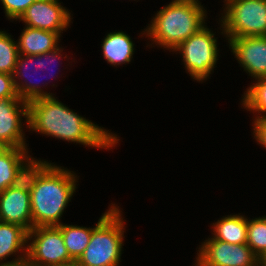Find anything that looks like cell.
Returning a JSON list of instances; mask_svg holds the SVG:
<instances>
[{"label":"cell","mask_w":266,"mask_h":266,"mask_svg":"<svg viewBox=\"0 0 266 266\" xmlns=\"http://www.w3.org/2000/svg\"><path fill=\"white\" fill-rule=\"evenodd\" d=\"M0 221L18 224L28 232L33 228L30 190L25 179L0 192Z\"/></svg>","instance_id":"7c38bea8"},{"label":"cell","mask_w":266,"mask_h":266,"mask_svg":"<svg viewBox=\"0 0 266 266\" xmlns=\"http://www.w3.org/2000/svg\"><path fill=\"white\" fill-rule=\"evenodd\" d=\"M252 123L255 140L266 149V118L255 119Z\"/></svg>","instance_id":"d4e9b609"},{"label":"cell","mask_w":266,"mask_h":266,"mask_svg":"<svg viewBox=\"0 0 266 266\" xmlns=\"http://www.w3.org/2000/svg\"><path fill=\"white\" fill-rule=\"evenodd\" d=\"M32 240V242H31ZM25 266H63L73 261L58 226L32 228L27 235Z\"/></svg>","instance_id":"52a82bcc"},{"label":"cell","mask_w":266,"mask_h":266,"mask_svg":"<svg viewBox=\"0 0 266 266\" xmlns=\"http://www.w3.org/2000/svg\"><path fill=\"white\" fill-rule=\"evenodd\" d=\"M247 245L262 261L266 257V216L248 220Z\"/></svg>","instance_id":"44dd1931"},{"label":"cell","mask_w":266,"mask_h":266,"mask_svg":"<svg viewBox=\"0 0 266 266\" xmlns=\"http://www.w3.org/2000/svg\"><path fill=\"white\" fill-rule=\"evenodd\" d=\"M28 231L14 223L0 221V266L25 265L27 256ZM21 253L20 255L17 254ZM17 255L12 261H6L11 255ZM23 254V255H22Z\"/></svg>","instance_id":"9a60e30c"},{"label":"cell","mask_w":266,"mask_h":266,"mask_svg":"<svg viewBox=\"0 0 266 266\" xmlns=\"http://www.w3.org/2000/svg\"><path fill=\"white\" fill-rule=\"evenodd\" d=\"M19 98L12 75L0 73V99Z\"/></svg>","instance_id":"cb8c5ba5"},{"label":"cell","mask_w":266,"mask_h":266,"mask_svg":"<svg viewBox=\"0 0 266 266\" xmlns=\"http://www.w3.org/2000/svg\"><path fill=\"white\" fill-rule=\"evenodd\" d=\"M61 48L62 47H58L53 51L46 52V53H43L41 55H22V54L18 55L16 65H15V68H14V71L12 74V78L14 80V85H15V88H16V91H17L19 98H21L22 100H24L26 102H30L34 99H38L41 97L54 96V94H52L50 92L49 93L44 92L41 88L42 85H38L37 83L34 84L33 82L31 83L30 81H28L29 80L28 78H29L30 73L31 72L33 73L32 69L34 70L35 67L38 71H41V70L43 71V69H45L44 67H48L47 66L48 64L52 65V62L60 60L63 56L61 54V52L63 51ZM33 61H35V62H33ZM29 67L31 68V70ZM36 69L34 70L35 74L37 72ZM27 71L28 72L31 71V72L28 74ZM52 76H54V75L51 73V77ZM31 77H33V76H31ZM20 78L22 80H20ZM23 78H27L28 80L27 79L24 80Z\"/></svg>","instance_id":"9c48e42d"},{"label":"cell","mask_w":266,"mask_h":266,"mask_svg":"<svg viewBox=\"0 0 266 266\" xmlns=\"http://www.w3.org/2000/svg\"><path fill=\"white\" fill-rule=\"evenodd\" d=\"M234 57L252 78L266 77V36L232 38L228 41Z\"/></svg>","instance_id":"4fadbf2b"},{"label":"cell","mask_w":266,"mask_h":266,"mask_svg":"<svg viewBox=\"0 0 266 266\" xmlns=\"http://www.w3.org/2000/svg\"><path fill=\"white\" fill-rule=\"evenodd\" d=\"M72 19L70 11L59 0H36L18 20L24 22L25 26L57 32L61 36Z\"/></svg>","instance_id":"30bf717a"},{"label":"cell","mask_w":266,"mask_h":266,"mask_svg":"<svg viewBox=\"0 0 266 266\" xmlns=\"http://www.w3.org/2000/svg\"><path fill=\"white\" fill-rule=\"evenodd\" d=\"M121 209L110 205L92 230L89 244L78 259L83 266H119L124 245L125 224Z\"/></svg>","instance_id":"277c9868"},{"label":"cell","mask_w":266,"mask_h":266,"mask_svg":"<svg viewBox=\"0 0 266 266\" xmlns=\"http://www.w3.org/2000/svg\"><path fill=\"white\" fill-rule=\"evenodd\" d=\"M154 16L142 35L156 46L173 51L206 25L207 11L201 2L172 0Z\"/></svg>","instance_id":"3957f363"},{"label":"cell","mask_w":266,"mask_h":266,"mask_svg":"<svg viewBox=\"0 0 266 266\" xmlns=\"http://www.w3.org/2000/svg\"><path fill=\"white\" fill-rule=\"evenodd\" d=\"M63 266H83V265L79 261L73 260L71 262L64 264Z\"/></svg>","instance_id":"484cf974"},{"label":"cell","mask_w":266,"mask_h":266,"mask_svg":"<svg viewBox=\"0 0 266 266\" xmlns=\"http://www.w3.org/2000/svg\"><path fill=\"white\" fill-rule=\"evenodd\" d=\"M60 35L57 32L25 26L18 41V53L22 55H41L59 47Z\"/></svg>","instance_id":"2e32d148"},{"label":"cell","mask_w":266,"mask_h":266,"mask_svg":"<svg viewBox=\"0 0 266 266\" xmlns=\"http://www.w3.org/2000/svg\"><path fill=\"white\" fill-rule=\"evenodd\" d=\"M224 6L219 21L226 40L266 36V0H228Z\"/></svg>","instance_id":"5b68a950"},{"label":"cell","mask_w":266,"mask_h":266,"mask_svg":"<svg viewBox=\"0 0 266 266\" xmlns=\"http://www.w3.org/2000/svg\"><path fill=\"white\" fill-rule=\"evenodd\" d=\"M212 238L230 244H247V218L234 214L223 216L212 223Z\"/></svg>","instance_id":"ac0fdd59"},{"label":"cell","mask_w":266,"mask_h":266,"mask_svg":"<svg viewBox=\"0 0 266 266\" xmlns=\"http://www.w3.org/2000/svg\"><path fill=\"white\" fill-rule=\"evenodd\" d=\"M22 117L28 128V102L21 98L0 99V147H28Z\"/></svg>","instance_id":"8fae6325"},{"label":"cell","mask_w":266,"mask_h":266,"mask_svg":"<svg viewBox=\"0 0 266 266\" xmlns=\"http://www.w3.org/2000/svg\"><path fill=\"white\" fill-rule=\"evenodd\" d=\"M18 55L16 41L9 33L0 30V73L12 75Z\"/></svg>","instance_id":"7402d4cb"},{"label":"cell","mask_w":266,"mask_h":266,"mask_svg":"<svg viewBox=\"0 0 266 266\" xmlns=\"http://www.w3.org/2000/svg\"><path fill=\"white\" fill-rule=\"evenodd\" d=\"M24 179L30 190L33 228L62 224L60 218L77 189L76 173L36 159L27 168Z\"/></svg>","instance_id":"7a4b0ae2"},{"label":"cell","mask_w":266,"mask_h":266,"mask_svg":"<svg viewBox=\"0 0 266 266\" xmlns=\"http://www.w3.org/2000/svg\"><path fill=\"white\" fill-rule=\"evenodd\" d=\"M28 152V148L0 147V192L24 179L27 168L35 160Z\"/></svg>","instance_id":"5bb4252c"},{"label":"cell","mask_w":266,"mask_h":266,"mask_svg":"<svg viewBox=\"0 0 266 266\" xmlns=\"http://www.w3.org/2000/svg\"><path fill=\"white\" fill-rule=\"evenodd\" d=\"M261 266H266V257L261 261Z\"/></svg>","instance_id":"4316f807"},{"label":"cell","mask_w":266,"mask_h":266,"mask_svg":"<svg viewBox=\"0 0 266 266\" xmlns=\"http://www.w3.org/2000/svg\"><path fill=\"white\" fill-rule=\"evenodd\" d=\"M36 0H0L3 10L9 20H18L25 10Z\"/></svg>","instance_id":"603a6c76"},{"label":"cell","mask_w":266,"mask_h":266,"mask_svg":"<svg viewBox=\"0 0 266 266\" xmlns=\"http://www.w3.org/2000/svg\"><path fill=\"white\" fill-rule=\"evenodd\" d=\"M195 266H261V260L247 244H230L214 238L204 240Z\"/></svg>","instance_id":"ba28073f"},{"label":"cell","mask_w":266,"mask_h":266,"mask_svg":"<svg viewBox=\"0 0 266 266\" xmlns=\"http://www.w3.org/2000/svg\"><path fill=\"white\" fill-rule=\"evenodd\" d=\"M104 38L101 47L103 57L112 66L129 64L135 48L131 37L124 31L110 32Z\"/></svg>","instance_id":"e0dca14e"},{"label":"cell","mask_w":266,"mask_h":266,"mask_svg":"<svg viewBox=\"0 0 266 266\" xmlns=\"http://www.w3.org/2000/svg\"><path fill=\"white\" fill-rule=\"evenodd\" d=\"M214 35L205 25L173 50L182 54L187 73L197 82L209 78L217 63L219 50Z\"/></svg>","instance_id":"8992f818"},{"label":"cell","mask_w":266,"mask_h":266,"mask_svg":"<svg viewBox=\"0 0 266 266\" xmlns=\"http://www.w3.org/2000/svg\"><path fill=\"white\" fill-rule=\"evenodd\" d=\"M58 227L64 238L65 247L72 260H77L89 244L93 227L60 224Z\"/></svg>","instance_id":"d6986e66"},{"label":"cell","mask_w":266,"mask_h":266,"mask_svg":"<svg viewBox=\"0 0 266 266\" xmlns=\"http://www.w3.org/2000/svg\"><path fill=\"white\" fill-rule=\"evenodd\" d=\"M28 128L39 134L105 150L115 147L120 140L116 134L75 113L54 96L28 102Z\"/></svg>","instance_id":"6da1fadb"},{"label":"cell","mask_w":266,"mask_h":266,"mask_svg":"<svg viewBox=\"0 0 266 266\" xmlns=\"http://www.w3.org/2000/svg\"><path fill=\"white\" fill-rule=\"evenodd\" d=\"M255 80L244 92L241 102L247 111L257 112L254 120L266 118V77Z\"/></svg>","instance_id":"ffe728a7"}]
</instances>
